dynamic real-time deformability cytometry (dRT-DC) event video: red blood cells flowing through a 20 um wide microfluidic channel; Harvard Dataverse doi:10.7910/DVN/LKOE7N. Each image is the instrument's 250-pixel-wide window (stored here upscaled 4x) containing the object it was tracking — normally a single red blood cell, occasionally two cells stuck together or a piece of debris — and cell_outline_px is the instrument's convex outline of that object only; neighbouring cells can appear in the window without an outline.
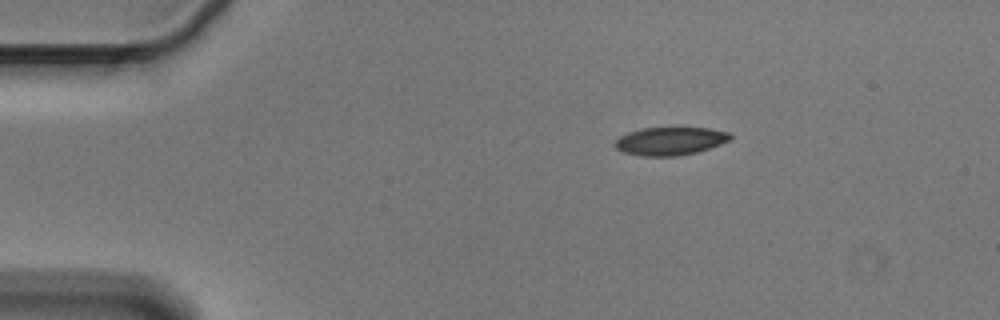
{"species": "Egyptian fruit bat (a non-hibernating species)", "species_latin": "Rousettus aegyptiacus", "temperature_condition": "cold", "stored_images_in_passage": 3, "camera_frame_rate_fps": 3000, "um_per_image_px": 0.085, "animal": {"sex": "male"}, "frame": {"image": 1, "passage_image": 3, "time_ms": 0.667, "image_size_px": [1000, 320], "cell_outline_px": [[732, 140], [696, 152], [676, 156], [640, 156], [624, 152], [616, 148], [612, 144], [620, 136], [628, 132], [644, 128], [708, 128], [728, 132], [732, 136]], "centroid_in_image_um": [56.95, 11.99], "position_along_channel_um": 28.1, "area_um2": 18.79}}